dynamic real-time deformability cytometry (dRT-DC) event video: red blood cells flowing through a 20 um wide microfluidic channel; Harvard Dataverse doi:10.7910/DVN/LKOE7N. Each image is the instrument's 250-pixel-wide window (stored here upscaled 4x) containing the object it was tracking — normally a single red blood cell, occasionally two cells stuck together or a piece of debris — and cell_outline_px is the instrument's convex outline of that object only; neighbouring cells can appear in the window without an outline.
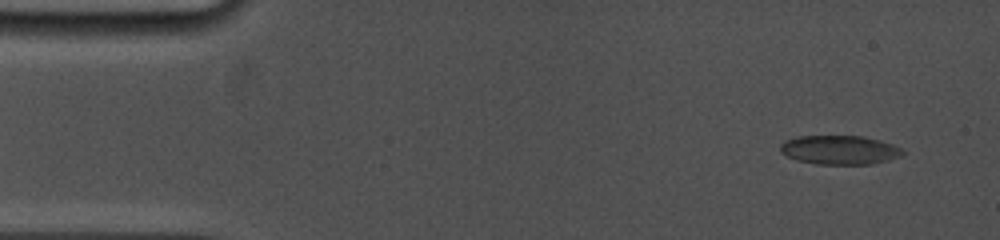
{"species": "common noctule bat (a hibernating species)", "species_latin": "Nyctalus noctula", "temperature_condition": "cold", "stored_images_in_passage": 39, "camera_frame_rate_fps": 5000, "um_per_image_px": 0.085, "animal": {"sex": "female", "body_mass_g": 19.0, "forearm_length_mm": 53.3}, "frame": {"image": 1, "passage_image": 3, "time_ms": 1.0, "image_size_px": [1000, 240], "cell_outline_px": [[904, 156], [872, 164], [816, 164], [796, 160], [780, 152], [780, 144], [784, 140], [800, 136], [864, 136], [880, 140], [892, 144], [900, 148], [904, 152]], "centroid_in_image_um": [71.37, 12.74], "position_along_channel_um": 13.6, "area_um2": 20.81}}
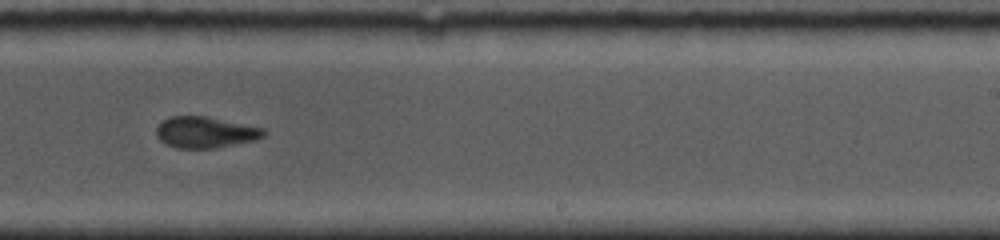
{"frame": {"image": 2, "passage_image": 24, "time_ms": 10.4, "image_size_px": [1000, 240], "cell_outline_px": [[268, 132], [264, 136], [256, 140], [216, 148], [176, 148], [164, 144], [156, 136], [156, 128], [164, 120], [172, 116], [208, 116], [264, 128]], "centroid_in_image_um": [17.47, 11.25], "position_along_channel_um": 271.5, "area_um2": 19.71}}
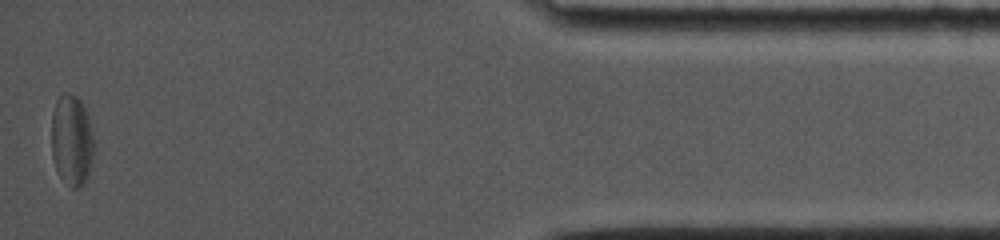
{"frame": {"image": 3, "passage_image": 39, "time_ms": 16.0, "image_size_px": [1000, 240], "cell_outline_px": [[92, 156], [88, 176], [84, 184], [80, 188], [72, 188], [60, 176], [56, 168], [52, 156], [52, 112], [56, 100], [64, 92], [68, 92], [76, 96], [80, 100], [88, 116], [92, 132]], "centroid_in_image_um": [6.08, 11.91], "position_along_channel_um": 429.1, "area_um2": 22.31}, "authors_computed_cell_mechanics": {"area_um2": 20.5768, "velocity_mm_per_s": 3.8204, "shape_relaxation_time_tau1_ms": 6.6412, "shape_relaxation_time_tau2_ms": 2.0809, "deformation_change_tau1": 0.1387, "deformation_change_tau2": 0.0652}}